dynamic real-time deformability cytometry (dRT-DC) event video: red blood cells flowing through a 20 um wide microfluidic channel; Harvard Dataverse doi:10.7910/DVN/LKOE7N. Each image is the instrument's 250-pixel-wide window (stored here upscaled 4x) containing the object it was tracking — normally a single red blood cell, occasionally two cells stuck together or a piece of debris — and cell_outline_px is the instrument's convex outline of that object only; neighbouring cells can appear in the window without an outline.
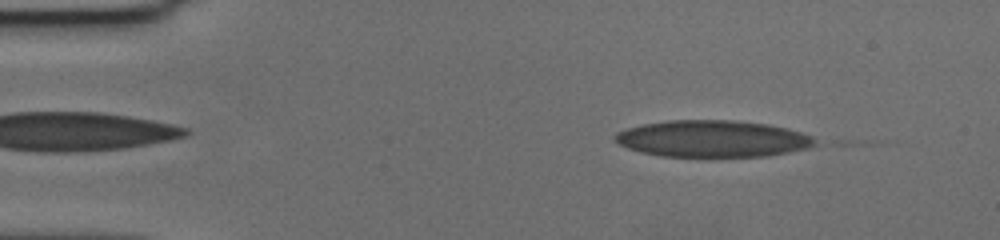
{"species": "human", "species_latin": "Homo sapiens", "temperature_condition": "cold", "stored_images_in_passage": 54, "camera_frame_rate_fps": 3000, "um_per_image_px": 0.085, "donor": {"sex": "female"}, "frame": {"image": 1, "passage_image": 4, "time_ms": 1.0, "image_size_px": [1000, 240], "cell_outline_px": [[816, 144], [804, 148], [788, 152], [768, 156], [660, 156], [640, 152], [628, 148], [612, 140], [612, 136], [616, 132], [628, 128], [644, 124], [668, 120], [736, 120], [768, 124], [800, 132], [812, 136]], "centroid_in_image_um": [60.5, 11.78], "position_along_channel_um": 24.5, "area_um2": 42.6}}
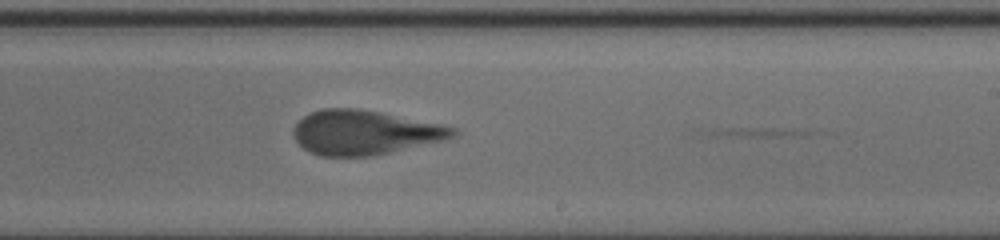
{"frame": {"image": 2, "passage_image": 31, "time_ms": 10.0, "image_size_px": [1000, 240], "cell_outline_px": [[456, 136], [444, 140], [372, 156], [320, 156], [304, 148], [296, 140], [292, 132], [296, 124], [308, 112], [320, 108], [360, 108], [440, 124], [456, 128]], "centroid_in_image_um": [30.97, 11.25], "position_along_channel_um": 258.0, "area_um2": 41.1}}
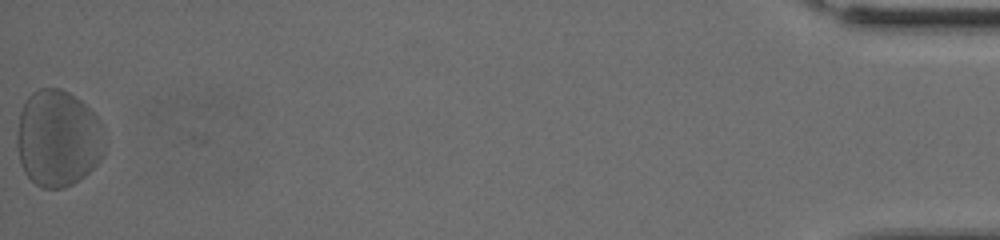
{"frame": {"image": 3, "passage_image": 54, "time_ms": 17.667, "image_size_px": [1000, 240], "cell_outline_px": [[104, 156], [84, 176], [72, 184], [64, 188], [40, 188], [24, 172], [20, 164], [16, 144], [16, 132], [20, 112], [28, 96], [32, 92], [40, 88], [60, 88], [68, 92], [80, 100], [100, 120], [104, 128]], "centroid_in_image_um": [4.92, 11.77], "position_along_channel_um": 430.3, "area_um2": 49.88}, "authors_computed_cell_mechanics": {"area_um2": 42.5986, "velocity_mm_per_s": 3.5343, "shape_relaxation_time_tau1_ms": 3.4031, "shape_relaxation_time_tau2_ms": 1.1663, "deformation_change_tau1": 0.1449, "deformation_change_tau2": 0.08}}